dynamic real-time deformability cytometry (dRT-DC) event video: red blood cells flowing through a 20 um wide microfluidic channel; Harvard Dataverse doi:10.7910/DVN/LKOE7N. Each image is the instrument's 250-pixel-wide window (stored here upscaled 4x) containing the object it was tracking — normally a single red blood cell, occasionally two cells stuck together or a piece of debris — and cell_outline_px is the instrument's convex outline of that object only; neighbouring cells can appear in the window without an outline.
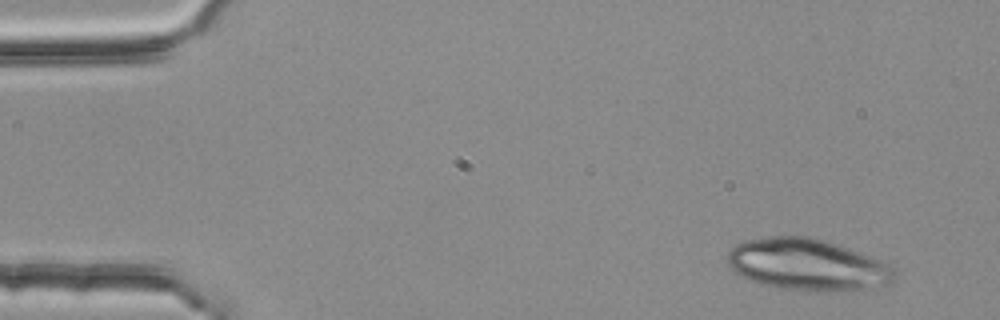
{"species": "common noctule bat (a hibernating species)", "species_latin": "Nyctalus noctula", "temperature_condition": "room temperature", "stored_images_in_passage": 4, "segment_of_instrument_passage": [1, 2], "camera_frame_rate_fps": 3000, "um_per_image_px": 0.085, "animal": {"sex": "female", "body_mass_g": 25.1}, "frame": {"image": 1, "passage_image": 1, "time_ms": 0.0, "image_size_px": [1000, 320], "cell_outline_px": [[896, 280], [892, 284], [864, 288], [828, 292], [804, 292], [760, 284], [748, 280], [736, 272], [728, 264], [728, 252], [736, 244], [748, 240], [772, 236], [808, 236], [840, 244], [880, 260], [888, 264], [896, 272]], "centroid_in_image_um": [68.65, 22.51], "position_along_channel_um": 16.3, "area_um2": 50.58}}